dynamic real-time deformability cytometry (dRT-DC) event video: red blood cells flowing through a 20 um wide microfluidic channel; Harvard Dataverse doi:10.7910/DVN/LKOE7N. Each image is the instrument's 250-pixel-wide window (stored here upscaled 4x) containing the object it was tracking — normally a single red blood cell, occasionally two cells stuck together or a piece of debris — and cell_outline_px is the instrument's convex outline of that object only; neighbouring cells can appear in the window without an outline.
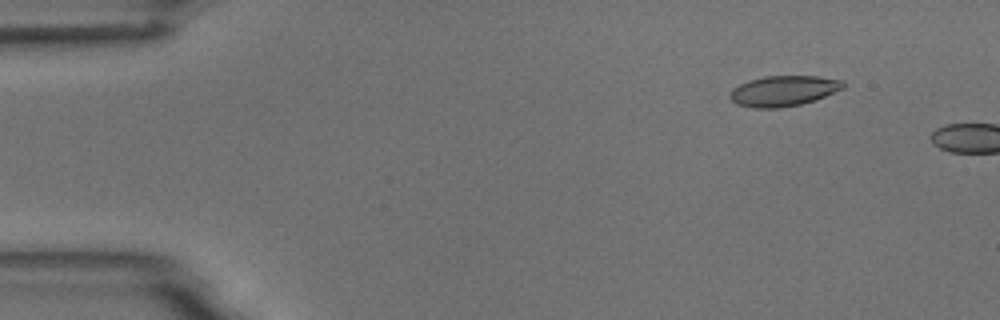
{"species": "common noctule bat (a hibernating species)", "species_latin": "Nyctalus noctula", "temperature_condition": "room temperature", "stored_images_in_passage": 3, "camera_frame_rate_fps": 3000, "um_per_image_px": 0.085, "animal": {"sex": "male", "body_mass_g": 18.8}, "frame": {"image": 1, "passage_image": 2, "time_ms": 1.0, "image_size_px": [1000, 320], "cell_outline_px": [[844, 88], [816, 100], [800, 104], [776, 108], [752, 108], [736, 104], [728, 96], [728, 92], [732, 88], [748, 80], [764, 76], [816, 76], [844, 80]], "centroid_in_image_um": [66.57, 7.72], "position_along_channel_um": 18.4, "area_um2": 20.29}}